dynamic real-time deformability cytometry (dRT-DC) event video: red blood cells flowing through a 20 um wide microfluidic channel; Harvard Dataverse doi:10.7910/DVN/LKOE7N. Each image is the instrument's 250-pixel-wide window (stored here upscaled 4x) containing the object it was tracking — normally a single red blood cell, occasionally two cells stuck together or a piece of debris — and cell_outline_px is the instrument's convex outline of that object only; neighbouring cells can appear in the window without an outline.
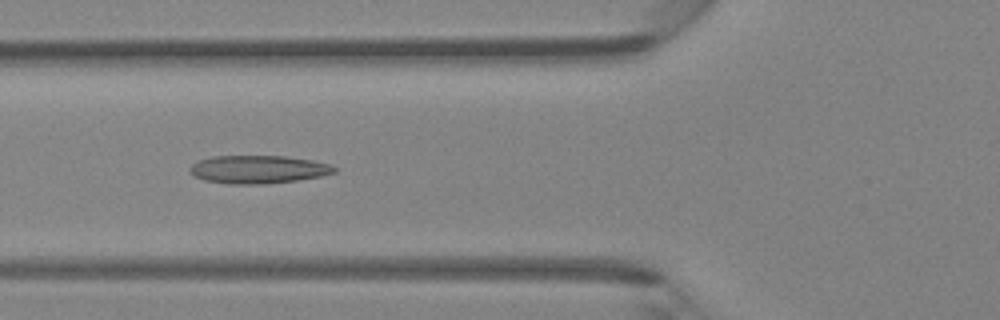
{"species": "Egyptian fruit bat (a non-hibernating species)", "species_latin": "Rousettus aegyptiacus", "temperature_condition": "room temperature", "stored_images_in_passage": 32, "camera_frame_rate_fps": 3000, "um_per_image_px": 0.085, "animal": {"sex": "female"}, "frame": {"image": 1, "passage_image": 4, "time_ms": 1.0, "image_size_px": [1000, 320], "cell_outline_px": [[336, 172], [320, 176], [296, 180], [264, 184], [232, 184], [204, 180], [196, 176], [188, 168], [192, 164], [200, 160], [212, 156], [284, 156], [312, 160], [332, 164], [336, 168]], "centroid_in_image_um": [21.97, 14.39], "position_along_channel_um": 103.8, "area_um2": 23.47}}
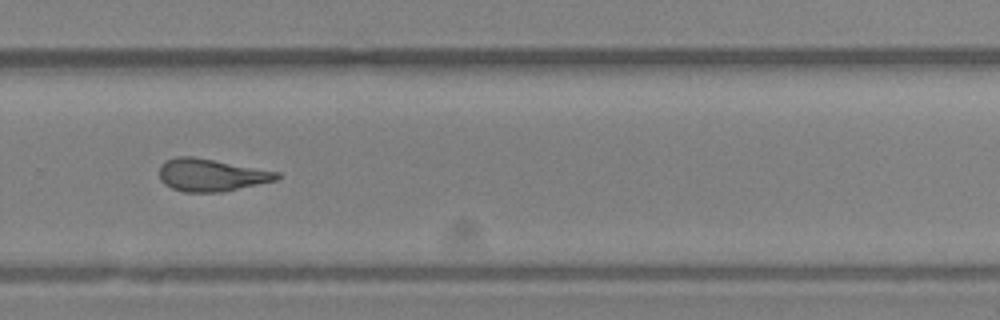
{"frame": {"image": 2, "passage_image": 18, "time_ms": 5.667, "image_size_px": [1000, 320], "cell_outline_px": [[280, 176], [276, 180], [220, 192], [184, 192], [172, 188], [164, 184], [160, 180], [160, 164], [176, 156], [192, 156], [280, 172]], "centroid_in_image_um": [17.92, 14.87], "position_along_channel_um": 311.9, "area_um2": 22.02}}
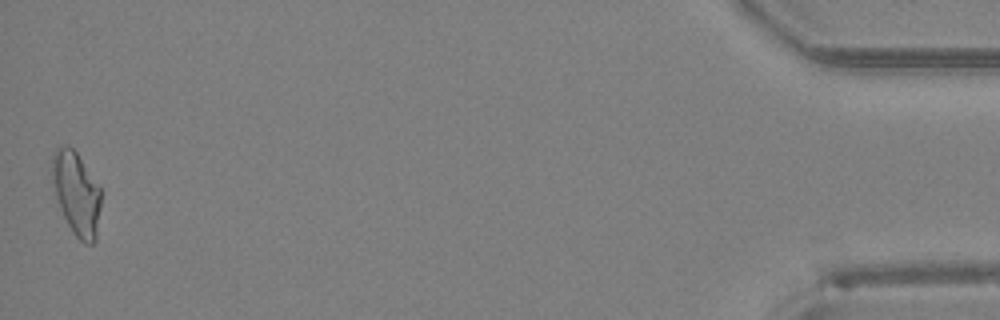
{"frame": {"image": 3, "passage_image": 32, "time_ms": 10.333, "image_size_px": [1000, 320], "cell_outline_px": [[100, 208], [96, 240], [92, 244], [84, 244], [72, 232], [60, 208], [56, 196], [52, 180], [52, 156], [56, 148], [64, 144], [68, 144], [76, 152], [100, 188]], "centroid_in_image_um": [6.49, 16.45], "position_along_channel_um": 428.7, "area_um2": 23.52}}